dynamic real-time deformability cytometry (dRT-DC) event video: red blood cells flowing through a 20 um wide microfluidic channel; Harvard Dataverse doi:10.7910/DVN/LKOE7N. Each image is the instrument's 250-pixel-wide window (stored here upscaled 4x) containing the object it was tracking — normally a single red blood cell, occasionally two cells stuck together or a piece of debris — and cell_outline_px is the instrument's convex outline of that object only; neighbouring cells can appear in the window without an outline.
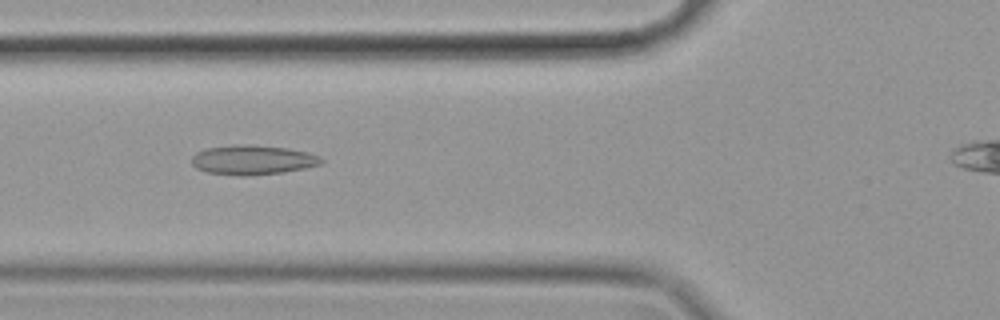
{"species": "common noctule bat (a hibernating species)", "species_latin": "Nyctalus noctula", "temperature_condition": "cold", "stored_images_in_passage": 36, "camera_frame_rate_fps": 3000, "um_per_image_px": 0.085, "animal": {"sex": "female", "body_mass_g": 19.9}, "frame": {"image": 1, "passage_image": 5, "time_ms": 1.333, "image_size_px": [1000, 320], "cell_outline_px": [[324, 160], [320, 164], [304, 168], [284, 172], [248, 176], [240, 176], [208, 172], [196, 168], [192, 164], [192, 156], [196, 152], [208, 148], [232, 144], [252, 144], [288, 148], [308, 152], [320, 156]], "centroid_in_image_um": [21.48, 13.58], "position_along_channel_um": 104.3, "area_um2": 22.48}}
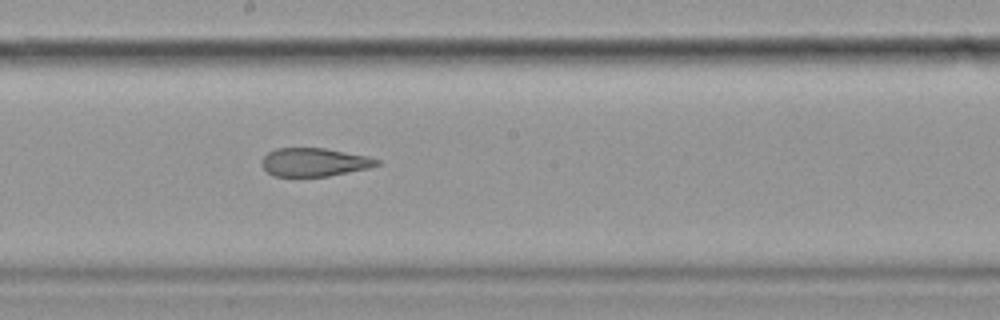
{"frame": {"image": 2, "passage_image": 15, "time_ms": 4.667, "image_size_px": [1000, 320], "cell_outline_px": [[380, 164], [368, 168], [328, 176], [272, 176], [260, 164], [264, 156], [268, 152], [276, 148], [324, 148], [368, 156], [380, 160]], "centroid_in_image_um": [26.7, 13.78], "position_along_channel_um": 221.5, "area_um2": 18.96}}
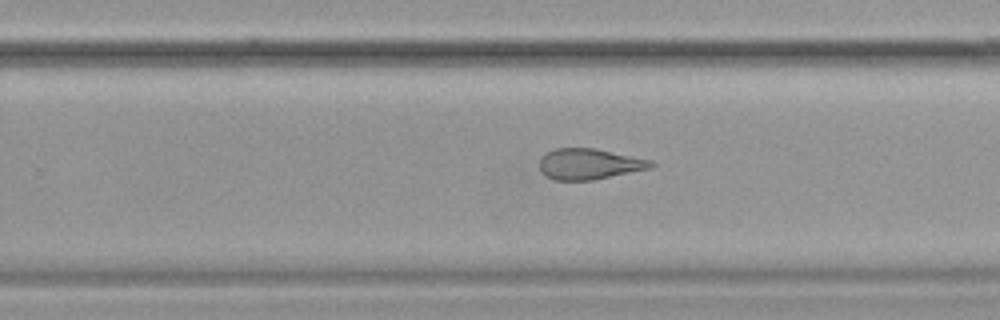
{"frame": {"image": 3, "passage_image": 20, "time_ms": 6.333, "image_size_px": [1000, 320], "cell_outline_px": [[656, 164], [652, 168], [592, 180], [556, 180], [544, 176], [540, 168], [540, 156], [556, 148], [596, 148], [652, 160]], "centroid_in_image_um": [50.1, 13.94], "position_along_channel_um": 279.7, "area_um2": 20.11}, "authors_computed_cell_mechanics": {"area_um2": 21.6172, "velocity_mm_per_s": 3.5228, "shape_relaxation_time_tau1_ms": null, "shape_relaxation_time_tau2_ms": 2.5285, "deformation_change_tau1": null, "deformation_change_tau2": 0.1107}}